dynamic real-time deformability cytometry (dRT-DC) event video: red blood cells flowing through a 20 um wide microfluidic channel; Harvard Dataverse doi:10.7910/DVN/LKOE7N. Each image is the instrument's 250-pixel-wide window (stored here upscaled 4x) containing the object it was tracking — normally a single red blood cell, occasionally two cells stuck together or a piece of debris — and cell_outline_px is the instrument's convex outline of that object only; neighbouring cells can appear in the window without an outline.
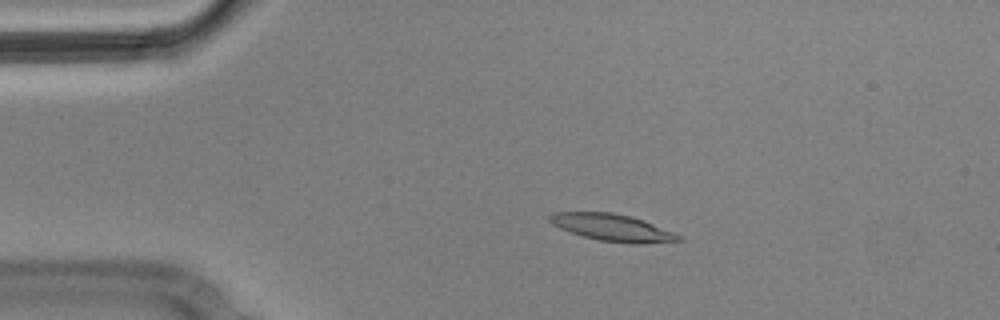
{"species": "Egyptian fruit bat (a non-hibernating species)", "species_latin": "Rousettus aegyptiacus", "temperature_condition": "cold", "stored_images_in_passage": 5, "camera_frame_rate_fps": 3000, "um_per_image_px": 0.085, "animal": {"sex": "male"}, "frame": {"image": 1, "passage_image": 3, "time_ms": 0.667, "image_size_px": [1000, 320], "cell_outline_px": [[684, 240], [640, 244], [632, 244], [600, 240], [584, 236], [560, 228], [552, 224], [548, 220], [548, 216], [556, 212], [612, 212], [628, 216], [652, 224], [684, 236]], "centroid_in_image_um": [52.07, 19.35], "position_along_channel_um": 32.9, "area_um2": 20.0}}
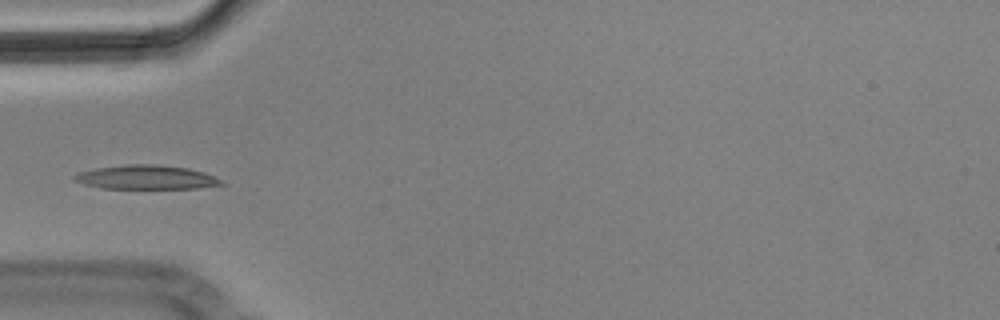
{"frame": {"image": 2, "passage_image": 5, "time_ms": 1.333, "image_size_px": [1000, 320], "cell_outline_px": [[228, 184], [196, 188], [100, 188], [84, 184], [72, 180], [72, 176], [80, 172], [96, 168], [128, 164], [156, 164], [188, 168], [204, 172]], "centroid_in_image_um": [12.41, 15.06], "position_along_channel_um": 72.6, "area_um2": 20.52}}